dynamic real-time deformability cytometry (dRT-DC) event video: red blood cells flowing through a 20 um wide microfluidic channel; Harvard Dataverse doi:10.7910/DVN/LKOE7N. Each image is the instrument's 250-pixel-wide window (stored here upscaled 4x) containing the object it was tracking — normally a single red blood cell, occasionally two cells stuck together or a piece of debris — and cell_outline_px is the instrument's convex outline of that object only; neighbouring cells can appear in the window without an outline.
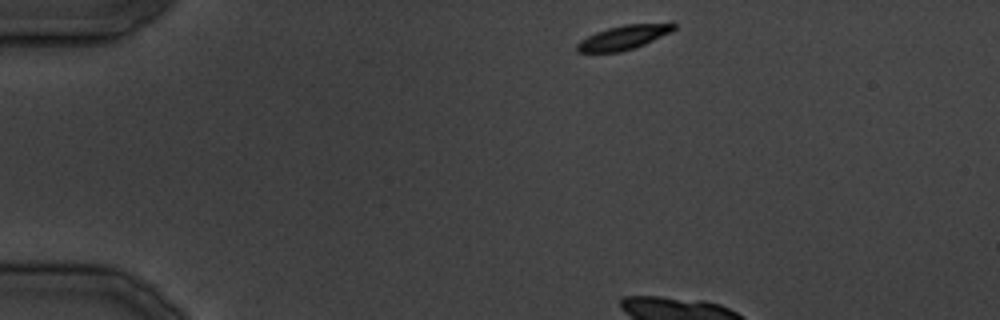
{"species": "common noctule bat (a hibernating species)", "species_latin": "Nyctalus noctula", "temperature_condition": "cold", "stored_images_in_passage": 6, "camera_frame_rate_fps": 3000, "um_per_image_px": 0.085, "animal": {"sex": "male", "body_mass_g": 19.5, "forearm_length_mm": 54.6}, "frame": {"image": 1, "passage_image": 1, "time_ms": 0.0, "image_size_px": [1000, 320], "cell_outline_px": [[676, 28], [672, 32], [644, 44], [620, 52], [576, 52], [576, 44], [580, 40], [596, 32], [608, 28], [624, 24], [676, 24]], "centroid_in_image_um": [52.96, 3.19], "position_along_channel_um": 32.0, "area_um2": 13.41}}